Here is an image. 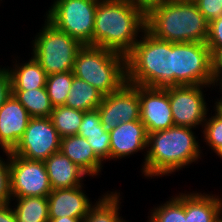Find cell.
<instances>
[{
    "mask_svg": "<svg viewBox=\"0 0 222 222\" xmlns=\"http://www.w3.org/2000/svg\"><path fill=\"white\" fill-rule=\"evenodd\" d=\"M146 31L171 43H206L209 22L193 1L166 0L146 14Z\"/></svg>",
    "mask_w": 222,
    "mask_h": 222,
    "instance_id": "3957f363",
    "label": "cell"
},
{
    "mask_svg": "<svg viewBox=\"0 0 222 222\" xmlns=\"http://www.w3.org/2000/svg\"><path fill=\"white\" fill-rule=\"evenodd\" d=\"M73 71L48 75L45 88L53 107L65 105L73 81Z\"/></svg>",
    "mask_w": 222,
    "mask_h": 222,
    "instance_id": "4316f807",
    "label": "cell"
},
{
    "mask_svg": "<svg viewBox=\"0 0 222 222\" xmlns=\"http://www.w3.org/2000/svg\"><path fill=\"white\" fill-rule=\"evenodd\" d=\"M180 1H193L194 2L195 0H180Z\"/></svg>",
    "mask_w": 222,
    "mask_h": 222,
    "instance_id": "b9f144b4",
    "label": "cell"
},
{
    "mask_svg": "<svg viewBox=\"0 0 222 222\" xmlns=\"http://www.w3.org/2000/svg\"><path fill=\"white\" fill-rule=\"evenodd\" d=\"M215 107V115L206 117V121L203 124V136L208 147L210 146L214 153L222 145V112Z\"/></svg>",
    "mask_w": 222,
    "mask_h": 222,
    "instance_id": "83f0119b",
    "label": "cell"
},
{
    "mask_svg": "<svg viewBox=\"0 0 222 222\" xmlns=\"http://www.w3.org/2000/svg\"><path fill=\"white\" fill-rule=\"evenodd\" d=\"M84 218L61 217L57 219H49L48 222H82Z\"/></svg>",
    "mask_w": 222,
    "mask_h": 222,
    "instance_id": "74e56055",
    "label": "cell"
},
{
    "mask_svg": "<svg viewBox=\"0 0 222 222\" xmlns=\"http://www.w3.org/2000/svg\"><path fill=\"white\" fill-rule=\"evenodd\" d=\"M17 222H48V197H14Z\"/></svg>",
    "mask_w": 222,
    "mask_h": 222,
    "instance_id": "7402d4cb",
    "label": "cell"
},
{
    "mask_svg": "<svg viewBox=\"0 0 222 222\" xmlns=\"http://www.w3.org/2000/svg\"><path fill=\"white\" fill-rule=\"evenodd\" d=\"M217 154V156H219L220 158H222V145L221 147L215 152Z\"/></svg>",
    "mask_w": 222,
    "mask_h": 222,
    "instance_id": "ab89813d",
    "label": "cell"
},
{
    "mask_svg": "<svg viewBox=\"0 0 222 222\" xmlns=\"http://www.w3.org/2000/svg\"><path fill=\"white\" fill-rule=\"evenodd\" d=\"M44 163L52 190L81 186L87 175L61 151L50 155Z\"/></svg>",
    "mask_w": 222,
    "mask_h": 222,
    "instance_id": "e0dca14e",
    "label": "cell"
},
{
    "mask_svg": "<svg viewBox=\"0 0 222 222\" xmlns=\"http://www.w3.org/2000/svg\"><path fill=\"white\" fill-rule=\"evenodd\" d=\"M206 85H181L166 87L174 126L196 128L206 121L207 103L203 88Z\"/></svg>",
    "mask_w": 222,
    "mask_h": 222,
    "instance_id": "8fae6325",
    "label": "cell"
},
{
    "mask_svg": "<svg viewBox=\"0 0 222 222\" xmlns=\"http://www.w3.org/2000/svg\"><path fill=\"white\" fill-rule=\"evenodd\" d=\"M32 56L48 75L72 71L79 49L78 40L57 29L45 19V24L32 42Z\"/></svg>",
    "mask_w": 222,
    "mask_h": 222,
    "instance_id": "8992f818",
    "label": "cell"
},
{
    "mask_svg": "<svg viewBox=\"0 0 222 222\" xmlns=\"http://www.w3.org/2000/svg\"><path fill=\"white\" fill-rule=\"evenodd\" d=\"M72 71L103 95L119 90L127 82L126 56L99 46L83 45Z\"/></svg>",
    "mask_w": 222,
    "mask_h": 222,
    "instance_id": "5b68a950",
    "label": "cell"
},
{
    "mask_svg": "<svg viewBox=\"0 0 222 222\" xmlns=\"http://www.w3.org/2000/svg\"><path fill=\"white\" fill-rule=\"evenodd\" d=\"M11 203L0 204V222H17Z\"/></svg>",
    "mask_w": 222,
    "mask_h": 222,
    "instance_id": "8d00e7d4",
    "label": "cell"
},
{
    "mask_svg": "<svg viewBox=\"0 0 222 222\" xmlns=\"http://www.w3.org/2000/svg\"><path fill=\"white\" fill-rule=\"evenodd\" d=\"M219 81V82H218ZM215 84H217L216 86H221V87H219L220 88V90H221V94H222V75H219L215 80H214V85ZM215 103H222V96H221V98H220V100L219 99H217V101L215 102Z\"/></svg>",
    "mask_w": 222,
    "mask_h": 222,
    "instance_id": "f35d334b",
    "label": "cell"
},
{
    "mask_svg": "<svg viewBox=\"0 0 222 222\" xmlns=\"http://www.w3.org/2000/svg\"><path fill=\"white\" fill-rule=\"evenodd\" d=\"M10 184L13 197H45L52 191L44 161L28 160L10 152Z\"/></svg>",
    "mask_w": 222,
    "mask_h": 222,
    "instance_id": "9c48e42d",
    "label": "cell"
},
{
    "mask_svg": "<svg viewBox=\"0 0 222 222\" xmlns=\"http://www.w3.org/2000/svg\"><path fill=\"white\" fill-rule=\"evenodd\" d=\"M30 116L16 97L11 96L0 107V147L12 151L22 138Z\"/></svg>",
    "mask_w": 222,
    "mask_h": 222,
    "instance_id": "5bb4252c",
    "label": "cell"
},
{
    "mask_svg": "<svg viewBox=\"0 0 222 222\" xmlns=\"http://www.w3.org/2000/svg\"><path fill=\"white\" fill-rule=\"evenodd\" d=\"M110 134V159H121L147 148L148 134L141 120L121 123Z\"/></svg>",
    "mask_w": 222,
    "mask_h": 222,
    "instance_id": "9a60e30c",
    "label": "cell"
},
{
    "mask_svg": "<svg viewBox=\"0 0 222 222\" xmlns=\"http://www.w3.org/2000/svg\"><path fill=\"white\" fill-rule=\"evenodd\" d=\"M83 111L67 106L53 107L50 119L60 138L77 135L79 126L82 123Z\"/></svg>",
    "mask_w": 222,
    "mask_h": 222,
    "instance_id": "d4e9b609",
    "label": "cell"
},
{
    "mask_svg": "<svg viewBox=\"0 0 222 222\" xmlns=\"http://www.w3.org/2000/svg\"><path fill=\"white\" fill-rule=\"evenodd\" d=\"M99 0H54L45 17L57 29L78 40L93 45V30Z\"/></svg>",
    "mask_w": 222,
    "mask_h": 222,
    "instance_id": "52a82bcc",
    "label": "cell"
},
{
    "mask_svg": "<svg viewBox=\"0 0 222 222\" xmlns=\"http://www.w3.org/2000/svg\"><path fill=\"white\" fill-rule=\"evenodd\" d=\"M7 156V161L0 157V204L11 203V184H10V152L9 150H3Z\"/></svg>",
    "mask_w": 222,
    "mask_h": 222,
    "instance_id": "f546056e",
    "label": "cell"
},
{
    "mask_svg": "<svg viewBox=\"0 0 222 222\" xmlns=\"http://www.w3.org/2000/svg\"><path fill=\"white\" fill-rule=\"evenodd\" d=\"M174 86H214L211 51L206 43H173Z\"/></svg>",
    "mask_w": 222,
    "mask_h": 222,
    "instance_id": "ba28073f",
    "label": "cell"
},
{
    "mask_svg": "<svg viewBox=\"0 0 222 222\" xmlns=\"http://www.w3.org/2000/svg\"><path fill=\"white\" fill-rule=\"evenodd\" d=\"M89 210L82 222H126L119 217L120 192H107Z\"/></svg>",
    "mask_w": 222,
    "mask_h": 222,
    "instance_id": "cb8c5ba5",
    "label": "cell"
},
{
    "mask_svg": "<svg viewBox=\"0 0 222 222\" xmlns=\"http://www.w3.org/2000/svg\"><path fill=\"white\" fill-rule=\"evenodd\" d=\"M140 120L147 134L174 126L169 94L165 88L138 86Z\"/></svg>",
    "mask_w": 222,
    "mask_h": 222,
    "instance_id": "4fadbf2b",
    "label": "cell"
},
{
    "mask_svg": "<svg viewBox=\"0 0 222 222\" xmlns=\"http://www.w3.org/2000/svg\"><path fill=\"white\" fill-rule=\"evenodd\" d=\"M215 106L222 112V103H215Z\"/></svg>",
    "mask_w": 222,
    "mask_h": 222,
    "instance_id": "60d3db41",
    "label": "cell"
},
{
    "mask_svg": "<svg viewBox=\"0 0 222 222\" xmlns=\"http://www.w3.org/2000/svg\"><path fill=\"white\" fill-rule=\"evenodd\" d=\"M106 129L101 124L98 110L86 111L83 114L82 123L79 126L78 133L105 132Z\"/></svg>",
    "mask_w": 222,
    "mask_h": 222,
    "instance_id": "4dcf8cb0",
    "label": "cell"
},
{
    "mask_svg": "<svg viewBox=\"0 0 222 222\" xmlns=\"http://www.w3.org/2000/svg\"><path fill=\"white\" fill-rule=\"evenodd\" d=\"M141 36L126 56L127 82L146 87L174 86L173 43L146 30Z\"/></svg>",
    "mask_w": 222,
    "mask_h": 222,
    "instance_id": "277c9868",
    "label": "cell"
},
{
    "mask_svg": "<svg viewBox=\"0 0 222 222\" xmlns=\"http://www.w3.org/2000/svg\"><path fill=\"white\" fill-rule=\"evenodd\" d=\"M82 187L83 185L52 190L47 196L49 219L65 216L84 218L89 213L92 203L82 191Z\"/></svg>",
    "mask_w": 222,
    "mask_h": 222,
    "instance_id": "2e32d148",
    "label": "cell"
},
{
    "mask_svg": "<svg viewBox=\"0 0 222 222\" xmlns=\"http://www.w3.org/2000/svg\"><path fill=\"white\" fill-rule=\"evenodd\" d=\"M12 94L27 110L31 118L50 117L53 111V106L50 102L46 88L12 90Z\"/></svg>",
    "mask_w": 222,
    "mask_h": 222,
    "instance_id": "603a6c76",
    "label": "cell"
},
{
    "mask_svg": "<svg viewBox=\"0 0 222 222\" xmlns=\"http://www.w3.org/2000/svg\"><path fill=\"white\" fill-rule=\"evenodd\" d=\"M14 66V69L8 67L12 90L45 88L47 74L33 56L28 62L16 63Z\"/></svg>",
    "mask_w": 222,
    "mask_h": 222,
    "instance_id": "ffe728a7",
    "label": "cell"
},
{
    "mask_svg": "<svg viewBox=\"0 0 222 222\" xmlns=\"http://www.w3.org/2000/svg\"><path fill=\"white\" fill-rule=\"evenodd\" d=\"M148 222H186L185 193L170 198L163 205L152 209Z\"/></svg>",
    "mask_w": 222,
    "mask_h": 222,
    "instance_id": "484cf974",
    "label": "cell"
},
{
    "mask_svg": "<svg viewBox=\"0 0 222 222\" xmlns=\"http://www.w3.org/2000/svg\"><path fill=\"white\" fill-rule=\"evenodd\" d=\"M86 138L94 153L104 162L110 160V134L109 131L93 133H77Z\"/></svg>",
    "mask_w": 222,
    "mask_h": 222,
    "instance_id": "f1b7e54d",
    "label": "cell"
},
{
    "mask_svg": "<svg viewBox=\"0 0 222 222\" xmlns=\"http://www.w3.org/2000/svg\"><path fill=\"white\" fill-rule=\"evenodd\" d=\"M97 110L101 124L108 131L121 123L140 120L138 85L126 82L119 90L104 95Z\"/></svg>",
    "mask_w": 222,
    "mask_h": 222,
    "instance_id": "7c38bea8",
    "label": "cell"
},
{
    "mask_svg": "<svg viewBox=\"0 0 222 222\" xmlns=\"http://www.w3.org/2000/svg\"><path fill=\"white\" fill-rule=\"evenodd\" d=\"M12 94V82L8 68H0V107Z\"/></svg>",
    "mask_w": 222,
    "mask_h": 222,
    "instance_id": "836d02e7",
    "label": "cell"
},
{
    "mask_svg": "<svg viewBox=\"0 0 222 222\" xmlns=\"http://www.w3.org/2000/svg\"><path fill=\"white\" fill-rule=\"evenodd\" d=\"M103 96L95 87L73 76L71 88L64 106L83 112L96 110L101 104Z\"/></svg>",
    "mask_w": 222,
    "mask_h": 222,
    "instance_id": "44dd1931",
    "label": "cell"
},
{
    "mask_svg": "<svg viewBox=\"0 0 222 222\" xmlns=\"http://www.w3.org/2000/svg\"><path fill=\"white\" fill-rule=\"evenodd\" d=\"M130 5L137 7L145 15L152 9L160 6L166 0H124Z\"/></svg>",
    "mask_w": 222,
    "mask_h": 222,
    "instance_id": "d590c367",
    "label": "cell"
},
{
    "mask_svg": "<svg viewBox=\"0 0 222 222\" xmlns=\"http://www.w3.org/2000/svg\"><path fill=\"white\" fill-rule=\"evenodd\" d=\"M60 151L88 176L98 175L103 167L86 138L79 135L61 138Z\"/></svg>",
    "mask_w": 222,
    "mask_h": 222,
    "instance_id": "ac0fdd59",
    "label": "cell"
},
{
    "mask_svg": "<svg viewBox=\"0 0 222 222\" xmlns=\"http://www.w3.org/2000/svg\"><path fill=\"white\" fill-rule=\"evenodd\" d=\"M205 193L185 194L186 222H222V199Z\"/></svg>",
    "mask_w": 222,
    "mask_h": 222,
    "instance_id": "d6986e66",
    "label": "cell"
},
{
    "mask_svg": "<svg viewBox=\"0 0 222 222\" xmlns=\"http://www.w3.org/2000/svg\"><path fill=\"white\" fill-rule=\"evenodd\" d=\"M61 138L50 117L30 118L27 128L13 154L28 160L45 161L60 151Z\"/></svg>",
    "mask_w": 222,
    "mask_h": 222,
    "instance_id": "30bf717a",
    "label": "cell"
},
{
    "mask_svg": "<svg viewBox=\"0 0 222 222\" xmlns=\"http://www.w3.org/2000/svg\"><path fill=\"white\" fill-rule=\"evenodd\" d=\"M206 44L208 47H222V16L209 22Z\"/></svg>",
    "mask_w": 222,
    "mask_h": 222,
    "instance_id": "d6a6232c",
    "label": "cell"
},
{
    "mask_svg": "<svg viewBox=\"0 0 222 222\" xmlns=\"http://www.w3.org/2000/svg\"><path fill=\"white\" fill-rule=\"evenodd\" d=\"M192 130L189 127L172 126L148 134L142 174L146 178L169 176L198 161L201 158V146Z\"/></svg>",
    "mask_w": 222,
    "mask_h": 222,
    "instance_id": "7a4b0ae2",
    "label": "cell"
},
{
    "mask_svg": "<svg viewBox=\"0 0 222 222\" xmlns=\"http://www.w3.org/2000/svg\"><path fill=\"white\" fill-rule=\"evenodd\" d=\"M146 15L124 0H99L93 45L127 56L146 30Z\"/></svg>",
    "mask_w": 222,
    "mask_h": 222,
    "instance_id": "6da1fadb",
    "label": "cell"
},
{
    "mask_svg": "<svg viewBox=\"0 0 222 222\" xmlns=\"http://www.w3.org/2000/svg\"><path fill=\"white\" fill-rule=\"evenodd\" d=\"M211 51V69L214 80L222 75V47H208Z\"/></svg>",
    "mask_w": 222,
    "mask_h": 222,
    "instance_id": "e575fe53",
    "label": "cell"
},
{
    "mask_svg": "<svg viewBox=\"0 0 222 222\" xmlns=\"http://www.w3.org/2000/svg\"><path fill=\"white\" fill-rule=\"evenodd\" d=\"M194 3L208 22L222 16V0H195Z\"/></svg>",
    "mask_w": 222,
    "mask_h": 222,
    "instance_id": "1f68e13d",
    "label": "cell"
}]
</instances>
